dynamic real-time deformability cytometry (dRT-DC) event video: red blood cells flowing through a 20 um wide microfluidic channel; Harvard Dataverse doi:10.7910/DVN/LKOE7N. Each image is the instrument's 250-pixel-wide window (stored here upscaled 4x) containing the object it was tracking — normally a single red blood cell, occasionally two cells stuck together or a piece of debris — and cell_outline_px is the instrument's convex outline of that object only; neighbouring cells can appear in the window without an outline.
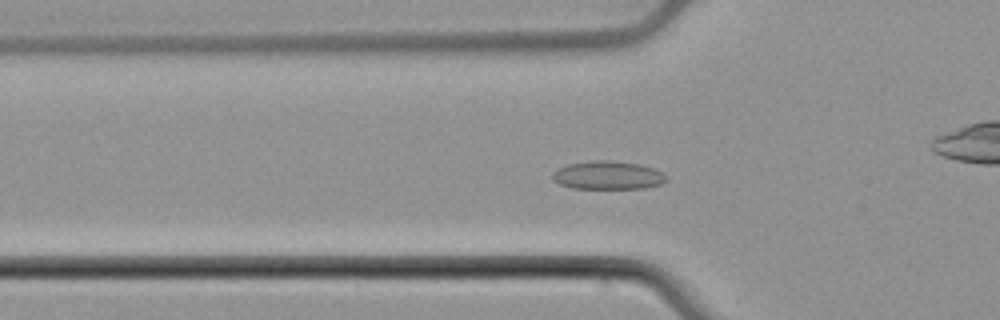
{"species": "common noctule bat (a hibernating species)", "species_latin": "Nyctalus noctula", "temperature_condition": "cold", "stored_images_in_passage": 55, "camera_frame_rate_fps": 3000, "um_per_image_px": 0.085, "animal": {"sex": "male", "body_mass_g": 21.5, "forearm_length_mm": 52.0}, "frame": {"image": 1, "passage_image": 18, "time_ms": 5.667, "image_size_px": [1000, 320], "cell_outline_px": [[668, 180], [660, 184], [644, 188], [572, 188], [560, 184], [552, 180], [552, 172], [568, 164], [592, 160], [608, 160], [640, 164], [652, 168], [660, 172]], "centroid_in_image_um": [51.63, 14.89], "position_along_channel_um": 74.2, "area_um2": 18.61}}
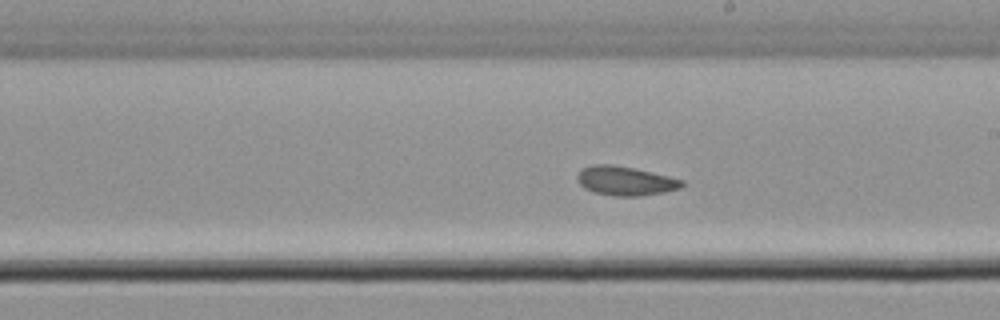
{"frame": {"image": 2, "passage_image": 31, "time_ms": 10.0, "image_size_px": [1000, 320], "cell_outline_px": [[684, 184], [680, 188], [664, 192], [640, 196], [616, 196], [596, 192], [584, 188], [580, 184], [576, 176], [584, 168], [592, 164], [612, 164], [632, 168], [668, 176], [684, 180]], "centroid_in_image_um": [53.16, 15.37], "position_along_channel_um": 235.8, "area_um2": 17.51}}
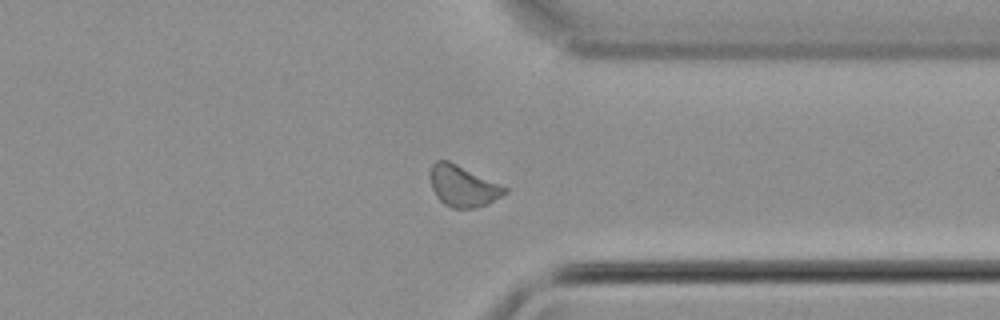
{"frame": {"image": 3, "passage_image": 42, "time_ms": 13.667, "image_size_px": [1000, 320], "cell_outline_px": [[508, 192], [488, 204], [476, 208], [452, 208], [444, 204], [436, 196], [432, 188], [432, 164], [436, 160], [448, 160], [508, 188]], "centroid_in_image_um": [39.37, 15.84], "position_along_channel_um": 372.0, "area_um2": 17.57}, "authors_computed_cell_mechanics": {"area_um2": 17.9758, "velocity_mm_per_s": 3.7512, "shape_relaxation_time_tau1_ms": null, "shape_relaxation_time_tau2_ms": 2.5362, "deformation_change_tau1": null, "deformation_change_tau2": 0.0639}}